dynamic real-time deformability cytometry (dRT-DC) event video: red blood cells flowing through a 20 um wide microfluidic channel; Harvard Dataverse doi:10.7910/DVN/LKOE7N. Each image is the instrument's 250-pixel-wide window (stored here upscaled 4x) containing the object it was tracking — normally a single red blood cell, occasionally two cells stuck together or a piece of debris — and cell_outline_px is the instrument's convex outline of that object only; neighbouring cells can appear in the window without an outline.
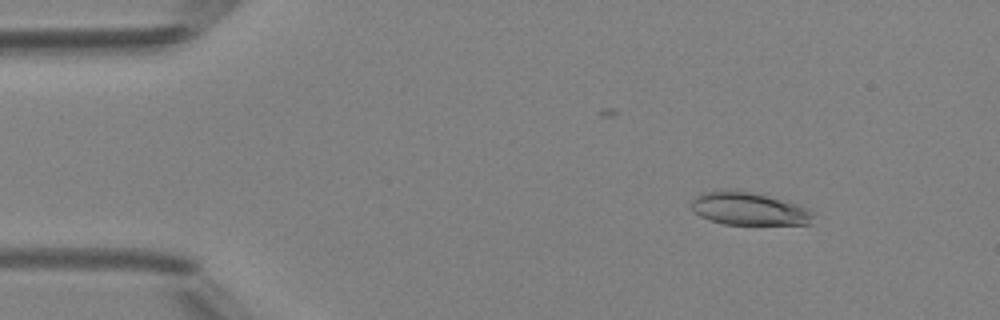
{"species": "Egyptian fruit bat (a non-hibernating species)", "species_latin": "Rousettus aegyptiacus", "temperature_condition": "room temperature", "stored_images_in_passage": 46, "camera_frame_rate_fps": 3000, "um_per_image_px": 0.085, "animal": {"sex": "female"}, "frame": {"image": 1, "passage_image": 3, "time_ms": 0.667, "image_size_px": [1000, 320], "cell_outline_px": [[812, 224], [724, 224], [708, 220], [700, 216], [692, 208], [692, 200], [700, 192], [752, 192], [788, 200], [800, 204], [808, 208], [812, 212]], "centroid_in_image_um": [63.71, 17.76], "position_along_channel_um": 21.3, "area_um2": 23.0}}
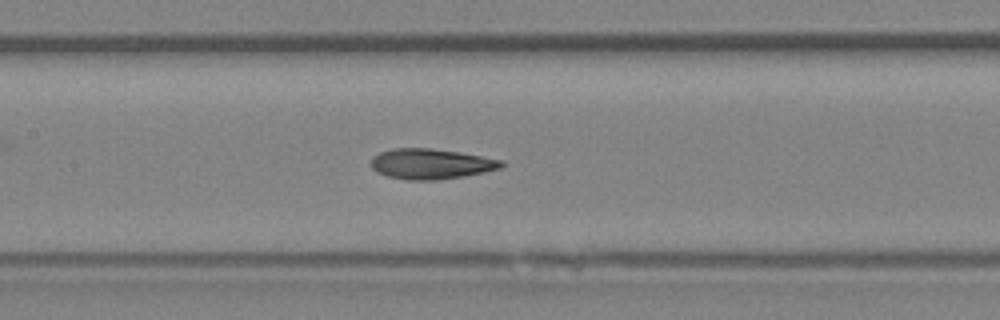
{"frame": {"image": 2, "passage_image": 20, "time_ms": 6.333, "image_size_px": [1000, 320], "cell_outline_px": [[504, 164], [500, 168], [484, 172], [464, 176], [436, 180], [408, 180], [388, 176], [376, 172], [372, 168], [372, 156], [380, 152], [392, 148], [432, 148], [460, 152], [504, 160]], "centroid_in_image_um": [36.63, 13.92], "position_along_channel_um": 170.8, "area_um2": 23.12}}
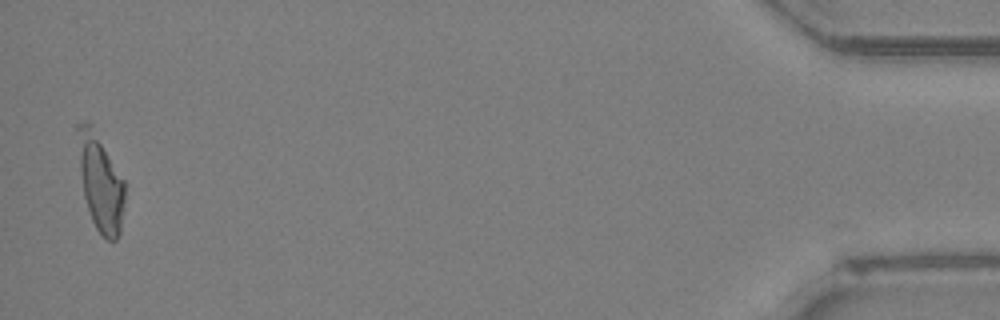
{"frame": {"image": 3, "passage_image": 45, "time_ms": 14.667, "image_size_px": [1000, 320], "cell_outline_px": [[124, 200], [120, 232], [116, 240], [108, 240], [96, 228], [92, 220], [84, 196], [80, 168], [76, 128], [76, 124], [84, 120], [88, 120], [92, 124], [124, 180]], "centroid_in_image_um": [8.52, 15.45], "position_along_channel_um": 426.7, "area_um2": 26.07}, "authors_computed_cell_mechanics": {"area_um2": 22.9466, "velocity_mm_per_s": 4.1631, "shape_relaxation_time_tau1_ms": null, "shape_relaxation_time_tau2_ms": 2.8332, "deformation_change_tau1": null, "deformation_change_tau2": 0.1134}}